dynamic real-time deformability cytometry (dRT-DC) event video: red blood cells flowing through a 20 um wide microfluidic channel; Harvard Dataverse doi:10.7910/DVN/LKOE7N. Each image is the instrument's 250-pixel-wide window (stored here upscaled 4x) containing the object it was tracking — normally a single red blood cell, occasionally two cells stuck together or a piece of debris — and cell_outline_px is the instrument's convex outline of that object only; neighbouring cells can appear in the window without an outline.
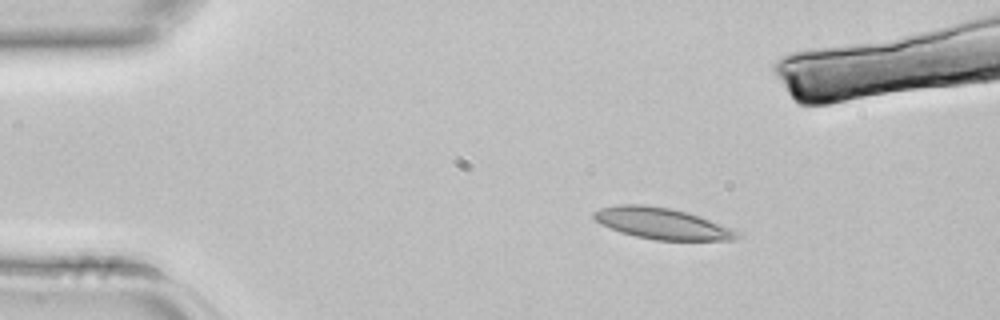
{"species": "common noctule bat (a hibernating species)", "species_latin": "Nyctalus noctula", "temperature_condition": "room temperature", "stored_images_in_passage": 4, "camera_frame_rate_fps": 3000, "um_per_image_px": 0.085, "animal": {"sex": "female", "body_mass_g": 22.7, "forearm_length_mm": 54.2}, "frame": {"image": 1, "passage_image": 2, "time_ms": 0.333, "image_size_px": [1000, 320], "cell_outline_px": [[744, 236], [736, 240], [656, 240], [636, 236], [620, 232], [600, 224], [592, 216], [592, 212], [600, 208], [620, 204], [644, 204], [672, 208], [688, 212], [744, 232]], "centroid_in_image_um": [56.34, 19.0], "position_along_channel_um": 28.7, "area_um2": 26.53}}